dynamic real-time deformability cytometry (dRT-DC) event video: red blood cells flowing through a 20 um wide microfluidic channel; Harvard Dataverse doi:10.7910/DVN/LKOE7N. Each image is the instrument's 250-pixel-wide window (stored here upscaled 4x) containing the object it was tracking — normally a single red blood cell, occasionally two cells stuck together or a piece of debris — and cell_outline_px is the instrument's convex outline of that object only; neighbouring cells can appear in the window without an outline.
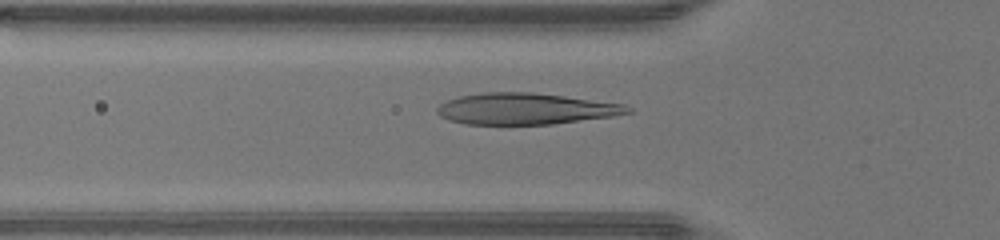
{"species": "human", "species_latin": "Homo sapiens", "temperature_condition": "warm", "stored_images_in_passage": 45, "camera_frame_rate_fps": 3000, "um_per_image_px": 0.085, "donor": {"sex": "male"}, "frame": {"image": 1, "passage_image": 15, "time_ms": 4.667, "image_size_px": [1000, 240], "cell_outline_px": [[632, 112], [612, 116], [552, 124], [464, 124], [448, 120], [440, 116], [436, 112], [436, 108], [440, 104], [448, 100], [460, 96], [484, 92], [528, 92], [564, 96], [624, 104], [632, 108]], "centroid_in_image_um": [44.64, 9.25], "position_along_channel_um": 81.2, "area_um2": 34.62}}
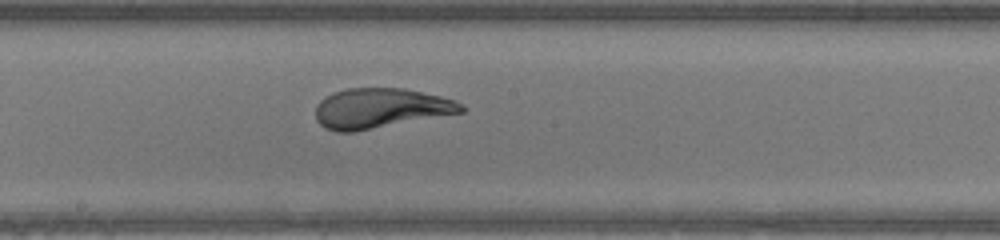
{"frame": {"image": 2, "passage_image": 24, "time_ms": 7.667, "image_size_px": [1000, 240], "cell_outline_px": [[464, 112], [352, 132], [336, 132], [324, 128], [316, 120], [316, 104], [320, 100], [332, 92], [348, 88], [404, 88], [440, 96], [456, 100], [464, 104]], "centroid_in_image_um": [32.32, 9.2], "position_along_channel_um": 215.9, "area_um2": 33.99}}
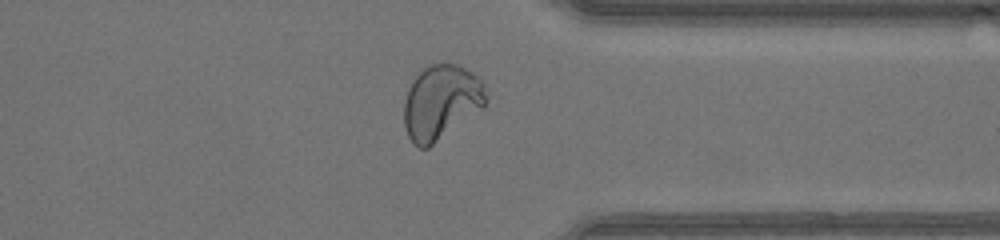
{"frame": {"image": 3, "passage_image": 35, "time_ms": 11.333, "image_size_px": [1000, 240], "cell_outline_px": [[488, 100], [484, 108], [428, 148], [420, 148], [412, 144], [408, 136], [404, 124], [404, 100], [408, 88], [412, 80], [428, 64], [444, 60], [460, 64], [480, 76], [484, 80], [488, 96]], "centroid_in_image_um": [37.54, 8.63], "position_along_channel_um": 373.9, "area_um2": 36.88}}